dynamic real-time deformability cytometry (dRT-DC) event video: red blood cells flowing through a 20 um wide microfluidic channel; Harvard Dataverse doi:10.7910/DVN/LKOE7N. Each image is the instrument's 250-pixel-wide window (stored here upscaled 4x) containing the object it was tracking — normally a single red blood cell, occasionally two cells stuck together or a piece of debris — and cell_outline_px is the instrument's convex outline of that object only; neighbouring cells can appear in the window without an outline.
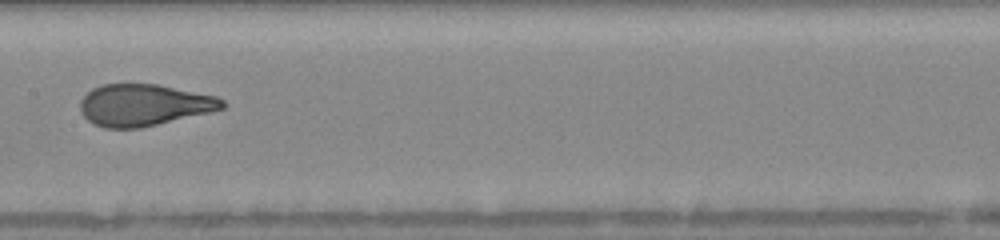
{"species": "human", "species_latin": "Homo sapiens", "temperature_condition": "warm", "stored_images_in_passage": 14, "camera_frame_rate_fps": 3000, "um_per_image_px": 0.085, "donor": {"sex": "female"}, "frame": {"image": 1, "passage_image": 10, "time_ms": 5.667, "image_size_px": [1000, 240], "cell_outline_px": [[228, 104], [224, 108], [208, 112], [140, 128], [104, 128], [88, 120], [84, 116], [80, 108], [80, 100], [92, 88], [100, 84], [160, 84], [216, 96], [224, 100]], "centroid_in_image_um": [12.23, 8.91], "position_along_channel_um": 195.2, "area_um2": 34.45}}